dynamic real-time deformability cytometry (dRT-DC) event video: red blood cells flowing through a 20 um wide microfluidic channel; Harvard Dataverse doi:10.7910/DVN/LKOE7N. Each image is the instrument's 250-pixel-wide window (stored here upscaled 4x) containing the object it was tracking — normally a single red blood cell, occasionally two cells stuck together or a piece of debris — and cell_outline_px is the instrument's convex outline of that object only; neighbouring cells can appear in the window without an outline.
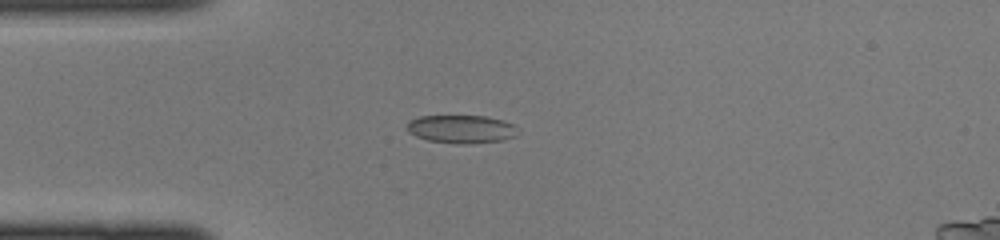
{"species": "common noctule bat (a hibernating species)", "species_latin": "Nyctalus noctula", "temperature_condition": "cold", "stored_images_in_passage": 35, "camera_frame_rate_fps": 3000, "um_per_image_px": 0.085, "animal": {"sex": "female", "body_mass_g": 22.0, "forearm_length_mm": 56.7}, "frame": {"image": 1, "passage_image": 2, "time_ms": 0.333, "image_size_px": [1000, 240], "cell_outline_px": [[520, 128], [516, 136], [504, 140], [468, 144], [456, 144], [428, 140], [416, 136], [408, 132], [408, 120], [420, 116], [488, 116], [504, 120]], "centroid_in_image_um": [39.26, 10.97], "position_along_channel_um": 45.7, "area_um2": 18.44}}
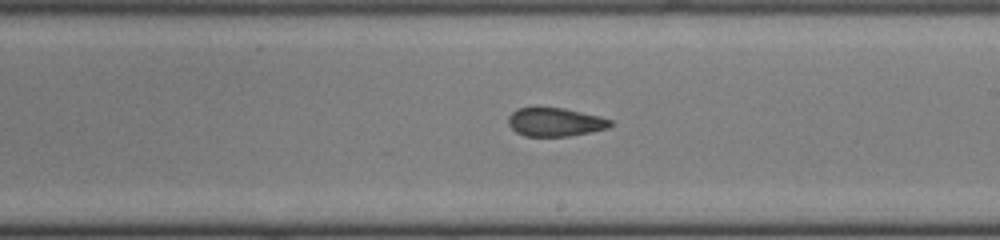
{"frame": {"image": 2, "passage_image": 16, "time_ms": 5.0, "image_size_px": [1000, 240], "cell_outline_px": [[612, 124], [608, 128], [568, 136], [524, 136], [516, 132], [508, 124], [508, 116], [516, 108], [564, 108], [600, 116], [612, 120]], "centroid_in_image_um": [47.17, 10.37], "position_along_channel_um": 241.8, "area_um2": 16.88}}
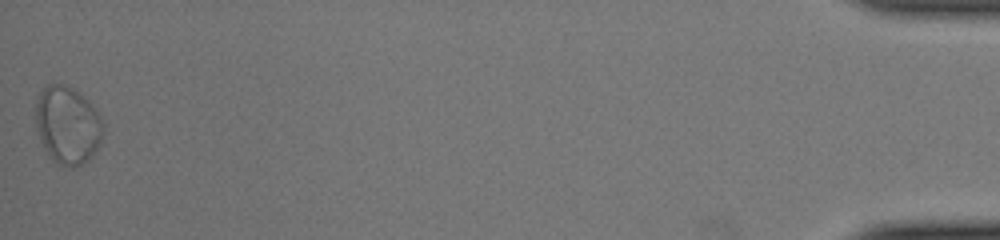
{"frame": {"image": 3, "passage_image": 35, "time_ms": 11.333, "image_size_px": [1000, 240], "cell_outline_px": [[104, 132], [100, 144], [92, 156], [88, 160], [76, 168], [72, 168], [56, 164], [48, 156], [40, 140], [36, 128], [36, 104], [40, 92], [48, 84], [64, 84], [80, 92], [88, 100], [104, 120]], "centroid_in_image_um": [5.77, 10.66], "position_along_channel_um": 429.4, "area_um2": 31.1}}